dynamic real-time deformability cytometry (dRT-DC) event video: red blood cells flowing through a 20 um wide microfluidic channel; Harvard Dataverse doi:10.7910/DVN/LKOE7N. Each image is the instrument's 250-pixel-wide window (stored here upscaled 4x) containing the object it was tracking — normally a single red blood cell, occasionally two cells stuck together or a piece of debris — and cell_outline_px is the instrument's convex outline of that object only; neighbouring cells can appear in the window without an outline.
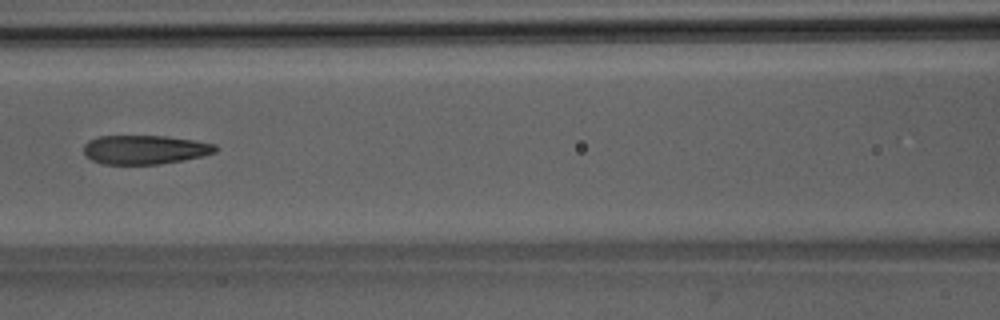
{"species": "Egyptian fruit bat (a non-hibernating species)", "species_latin": "Rousettus aegyptiacus", "temperature_condition": "room temperature", "stored_images_in_passage": 8, "camera_frame_rate_fps": 3000, "um_per_image_px": 0.085, "animal": {"sex": "male"}, "frame": {"image": 1, "passage_image": 7, "time_ms": 7.0, "image_size_px": [1000, 320], "cell_outline_px": [[220, 148], [216, 152], [204, 156], [184, 160], [160, 164], [104, 164], [92, 160], [84, 156], [84, 144], [88, 140], [100, 136], [164, 136], [196, 140], [216, 144]], "centroid_in_image_um": [12.35, 12.72], "position_along_channel_um": 154.3, "area_um2": 22.54}}